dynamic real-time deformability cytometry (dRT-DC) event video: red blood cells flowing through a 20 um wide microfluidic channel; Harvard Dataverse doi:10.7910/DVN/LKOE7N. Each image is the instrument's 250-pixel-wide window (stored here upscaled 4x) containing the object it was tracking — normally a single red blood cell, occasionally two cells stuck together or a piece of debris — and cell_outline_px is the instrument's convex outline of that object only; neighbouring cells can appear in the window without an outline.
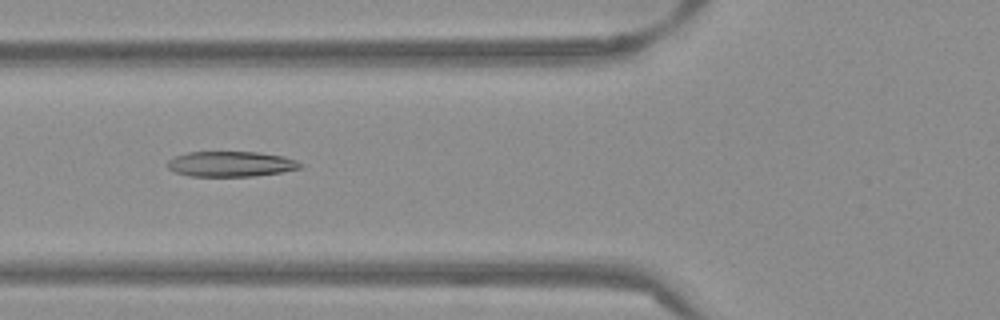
{"species": "Egyptian fruit bat (a non-hibernating species)", "species_latin": "Rousettus aegyptiacus", "temperature_condition": "warm", "stored_images_in_passage": 51, "camera_frame_rate_fps": 3000, "um_per_image_px": 0.085, "frame": {"image": 1, "passage_image": 19, "time_ms": 6.0, "image_size_px": [1000, 320], "cell_outline_px": [[304, 164], [300, 168], [280, 172], [256, 176], [188, 176], [176, 172], [168, 168], [168, 160], [172, 156], [188, 152], [260, 152], [284, 156], [296, 160]], "centroid_in_image_um": [19.62, 13.93], "position_along_channel_um": 106.2, "area_um2": 19.71}}
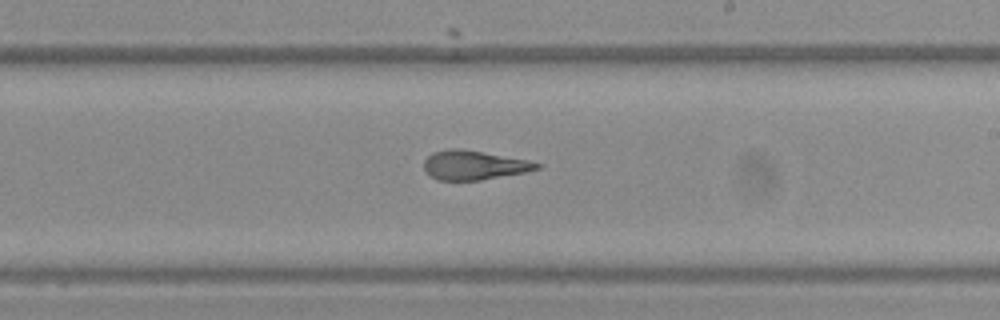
{"frame": {"image": 2, "passage_image": 30, "time_ms": 9.667, "image_size_px": [1000, 320], "cell_outline_px": [[544, 164], [540, 168], [524, 172], [480, 180], [436, 180], [428, 176], [424, 172], [424, 160], [432, 152], [448, 148], [460, 148], [528, 160]], "centroid_in_image_um": [40.23, 14.03], "position_along_channel_um": 248.8, "area_um2": 19.36}}
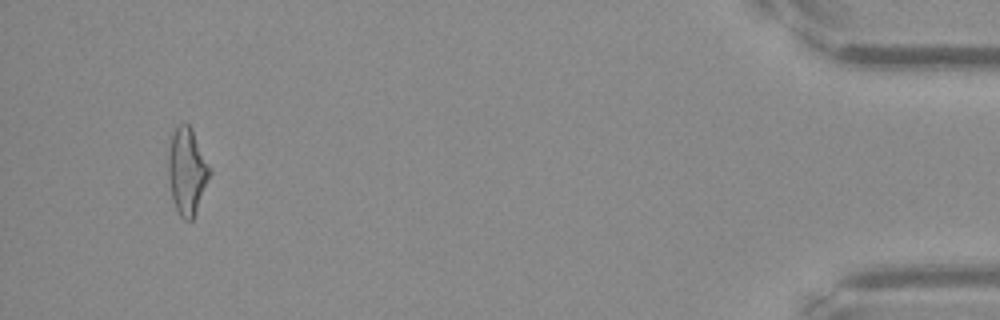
{"frame": {"image": 3, "passage_image": 49, "time_ms": 16.0, "image_size_px": [1000, 320], "cell_outline_px": [[212, 172], [196, 212], [192, 220], [184, 220], [180, 216], [172, 200], [168, 176], [168, 152], [172, 132], [176, 124], [188, 124], [192, 128]], "centroid_in_image_um": [15.88, 14.54], "position_along_channel_um": 419.3, "area_um2": 21.04}, "authors_computed_cell_mechanics": {"area_um2": 20.4612, "velocity_mm_per_s": 3.8727, "shape_relaxation_time_tau1_ms": 5.311, "shape_relaxation_time_tau2_ms": 1.3975, "deformation_change_tau1": 0.1975, "deformation_change_tau2": 0.1103}}